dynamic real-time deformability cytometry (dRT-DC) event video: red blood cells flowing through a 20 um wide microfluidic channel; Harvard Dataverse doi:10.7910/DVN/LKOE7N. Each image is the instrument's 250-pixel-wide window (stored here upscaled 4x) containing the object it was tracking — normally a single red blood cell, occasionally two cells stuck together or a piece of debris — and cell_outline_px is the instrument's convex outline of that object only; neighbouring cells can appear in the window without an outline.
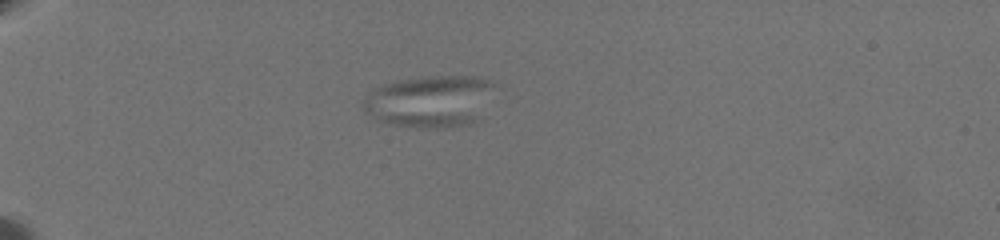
{"species": "common noctule bat (a hibernating species)", "species_latin": "Nyctalus noctula", "temperature_condition": "warm", "stored_images_in_passage": 46, "camera_frame_rate_fps": 3000, "um_per_image_px": 0.085, "animal": {"sex": "female", "body_mass_g": 19.5, "forearm_length_mm": 54.1}, "frame": {"image": 1, "passage_image": 1, "time_ms": 0.0, "image_size_px": [1000, 240], "cell_outline_px": [[492, 84], [480, 120], [468, 124], [444, 128], [416, 128], [388, 124], [372, 120], [364, 112], [364, 96], [368, 92], [380, 84], [396, 80], [420, 76], [480, 76], [492, 80]], "centroid_in_image_um": [36.45, 8.61], "position_along_channel_um": 48.5, "area_um2": 40.4}}
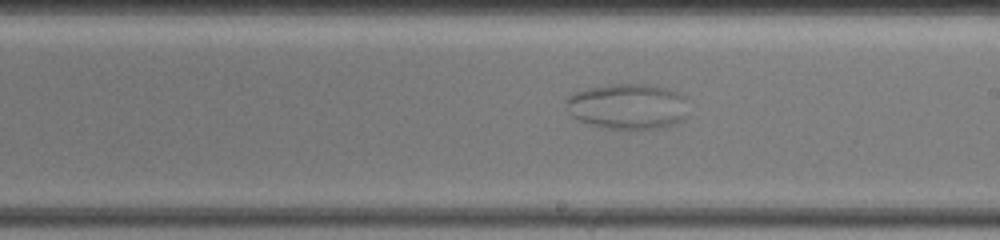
{"frame": {"image": 2, "passage_image": 22, "time_ms": 7.0, "image_size_px": [1000, 240], "cell_outline_px": [[684, 116], [676, 124], [664, 128], [604, 128], [580, 120], [572, 116], [568, 112], [564, 100], [568, 96], [576, 92], [588, 88], [612, 84], [644, 84], [668, 88], [684, 96]], "centroid_in_image_um": [53.31, 9.03], "position_along_channel_um": 235.7, "area_um2": 32.08}}
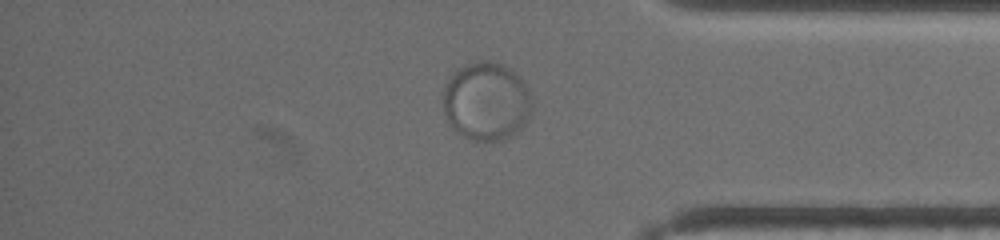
{"frame": {"image": 3, "passage_image": 37, "time_ms": 12.0, "image_size_px": [1000, 240], "cell_outline_px": [[532, 112], [528, 120], [516, 132], [504, 140], [472, 140], [456, 132], [448, 120], [444, 112], [444, 84], [460, 68], [472, 60], [488, 60], [500, 64], [516, 72], [528, 88], [532, 96]], "centroid_in_image_um": [41.37, 8.6], "position_along_channel_um": 393.8, "area_um2": 40.69}}